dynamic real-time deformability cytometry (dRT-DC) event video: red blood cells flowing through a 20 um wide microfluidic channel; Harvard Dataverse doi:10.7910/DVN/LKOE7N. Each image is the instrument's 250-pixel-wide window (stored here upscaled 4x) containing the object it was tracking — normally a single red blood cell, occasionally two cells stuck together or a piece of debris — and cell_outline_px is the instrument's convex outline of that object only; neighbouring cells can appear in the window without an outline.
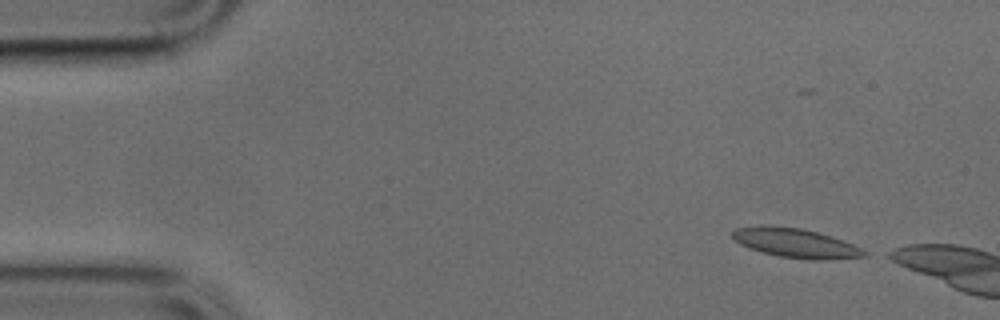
{"species": "common noctule bat (a hibernating species)", "species_latin": "Nyctalus noctula", "temperature_condition": "cold", "stored_images_in_passage": 11, "camera_frame_rate_fps": 3000, "um_per_image_px": 0.085, "animal": {"sex": "male", "body_mass_g": 17.9, "forearm_length_mm": 54.2}, "frame": {"image": 1, "passage_image": 2, "time_ms": 0.333, "image_size_px": [1000, 320], "cell_outline_px": [[868, 256], [816, 260], [812, 260], [780, 256], [764, 252], [740, 244], [732, 236], [732, 232], [736, 228], [764, 224], [800, 228], [816, 232], [852, 244], [868, 252]], "centroid_in_image_um": [67.6, 20.64], "position_along_channel_um": 17.4, "area_um2": 22.02}}